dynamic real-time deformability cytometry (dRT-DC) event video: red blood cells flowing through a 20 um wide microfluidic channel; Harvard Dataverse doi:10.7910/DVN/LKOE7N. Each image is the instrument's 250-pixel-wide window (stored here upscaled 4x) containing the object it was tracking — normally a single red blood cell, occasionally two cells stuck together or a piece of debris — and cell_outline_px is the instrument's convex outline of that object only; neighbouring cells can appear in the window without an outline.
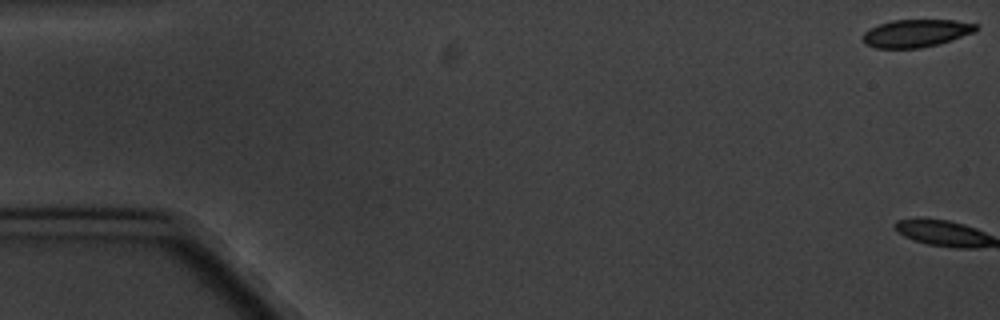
{"species": "common noctule bat (a hibernating species)", "species_latin": "Nyctalus noctula", "temperature_condition": "cold", "stored_images_in_passage": 4, "segment_of_instrument_passage": [2, 2], "camera_frame_rate_fps": 3000, "um_per_image_px": 0.085, "animal": {"sex": "male", "body_mass_g": 20.1, "forearm_length_mm": 53.5}, "frame": {"image": 1, "passage_image": 4, "time_ms": 4.667, "image_size_px": [1000, 320], "cell_outline_px": [[980, 28], [976, 32], [940, 44], [920, 48], [876, 48], [864, 44], [860, 40], [864, 32], [880, 24], [892, 20], [956, 20], [980, 24]], "centroid_in_image_um": [77.91, 2.83], "position_along_channel_um": 7.1, "area_um2": 18.61}}